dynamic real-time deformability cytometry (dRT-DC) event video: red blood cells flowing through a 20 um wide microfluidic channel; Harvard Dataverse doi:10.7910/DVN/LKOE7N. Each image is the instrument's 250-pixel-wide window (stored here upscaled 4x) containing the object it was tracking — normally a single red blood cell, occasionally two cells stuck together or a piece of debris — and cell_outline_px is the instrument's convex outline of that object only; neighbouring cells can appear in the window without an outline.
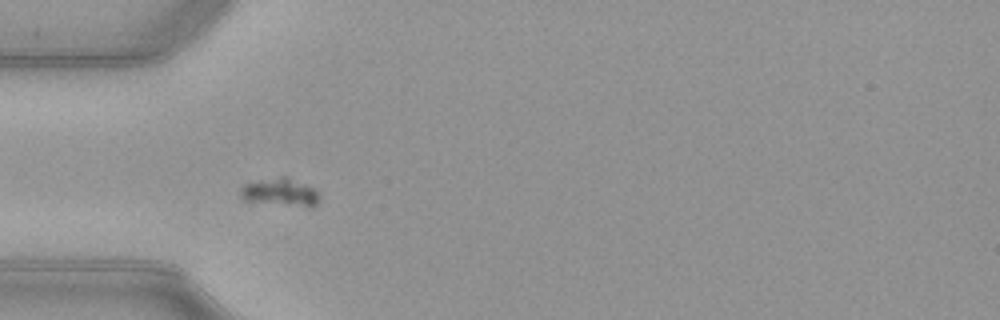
{"species": "common noctule bat (a hibernating species)", "species_latin": "Nyctalus noctula", "temperature_condition": "warm", "stored_images_in_passage": 49, "camera_frame_rate_fps": 3000, "um_per_image_px": 0.085, "animal": {"sex": "female", "body_mass_g": 21.9}, "frame": {"image": 1, "passage_image": 13, "time_ms": 4.0, "image_size_px": [1000, 320], "cell_outline_px": [[320, 200], [312, 208], [308, 208], [244, 200], [240, 196], [240, 188], [244, 184], [260, 180], [280, 176], [288, 176], [320, 192]], "centroid_in_image_um": [23.87, 16.35], "position_along_channel_um": 61.1, "area_um2": 13.01}}
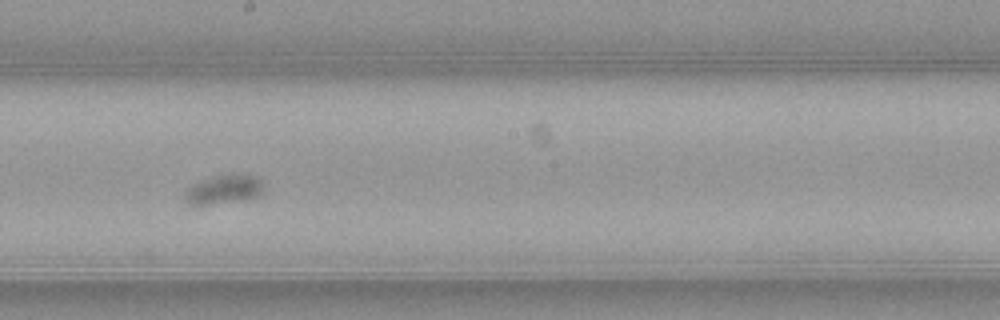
{"frame": {"image": 2, "passage_image": 26, "time_ms": 8.333, "image_size_px": [1000, 320], "cell_outline_px": [[264, 192], [260, 196], [244, 200], [208, 204], [188, 204], [184, 200], [184, 192], [192, 184], [216, 176], [256, 176], [264, 184]], "centroid_in_image_um": [19.04, 16.14], "position_along_channel_um": 229.2, "area_um2": 13.01}}
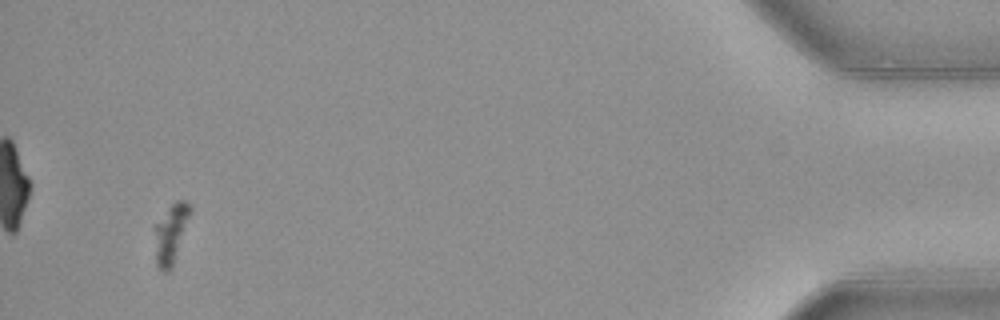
{"frame": {"image": 3, "passage_image": 47, "time_ms": 15.333, "image_size_px": [1000, 320], "cell_outline_px": [[192, 212], [172, 268], [168, 272], [164, 272], [156, 264], [156, 224], [168, 208], [176, 200], [184, 200], [192, 208]], "centroid_in_image_um": [14.57, 19.85], "position_along_channel_um": 420.6, "area_um2": 11.96}}